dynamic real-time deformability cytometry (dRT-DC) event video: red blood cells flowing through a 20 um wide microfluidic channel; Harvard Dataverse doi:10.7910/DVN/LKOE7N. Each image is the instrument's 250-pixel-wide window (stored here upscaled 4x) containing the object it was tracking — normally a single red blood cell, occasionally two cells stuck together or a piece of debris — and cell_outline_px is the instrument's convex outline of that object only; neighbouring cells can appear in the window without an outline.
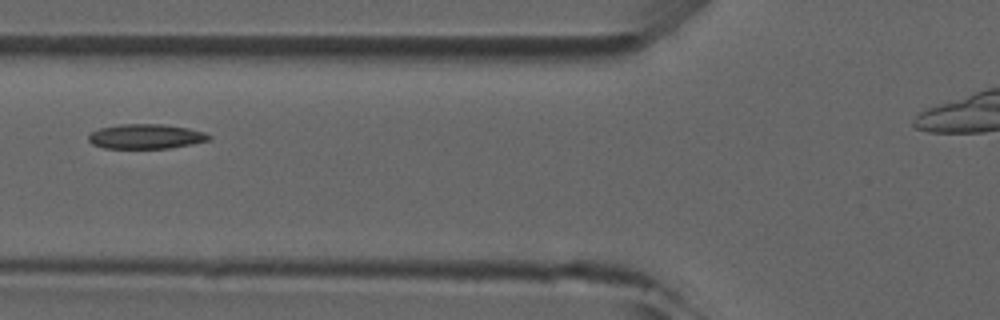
{"species": "common noctule bat (a hibernating species)", "species_latin": "Nyctalus noctula", "temperature_condition": "room temperature", "stored_images_in_passage": 4, "camera_frame_rate_fps": 3000, "um_per_image_px": 0.085, "animal": {"sex": "male", "forearm_length_mm": 52.5}, "frame": {"image": 1, "passage_image": 4, "time_ms": 3.333, "image_size_px": [1000, 320], "cell_outline_px": [[212, 136], [208, 140], [192, 144], [168, 148], [104, 148], [92, 144], [88, 140], [88, 136], [92, 132], [100, 128], [120, 124], [164, 124], [188, 128], [204, 132]], "centroid_in_image_um": [12.39, 11.59], "position_along_channel_um": 113.4, "area_um2": 17.28}}